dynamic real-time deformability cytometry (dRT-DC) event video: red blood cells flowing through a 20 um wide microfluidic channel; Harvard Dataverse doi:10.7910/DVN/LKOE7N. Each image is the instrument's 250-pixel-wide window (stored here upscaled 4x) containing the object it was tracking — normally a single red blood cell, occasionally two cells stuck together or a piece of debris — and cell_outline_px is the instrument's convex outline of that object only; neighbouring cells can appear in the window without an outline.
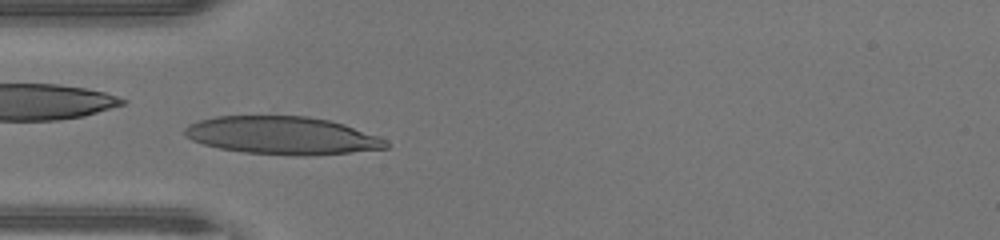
{"species": "human", "species_latin": "Homo sapiens", "temperature_condition": "warm", "stored_images_in_passage": 38, "camera_frame_rate_fps": 3000, "um_per_image_px": 0.085, "donor": {"sex": "male"}, "frame": {"image": 1, "passage_image": 11, "time_ms": 3.333, "image_size_px": [1000, 240], "cell_outline_px": [[388, 148], [348, 152], [304, 156], [300, 156], [244, 152], [220, 148], [204, 144], [192, 140], [184, 136], [184, 128], [188, 124], [200, 120], [216, 116], [308, 116], [328, 120], [344, 124], [388, 140]], "centroid_in_image_um": [23.96, 11.51], "position_along_channel_um": 61.0, "area_um2": 44.22}}
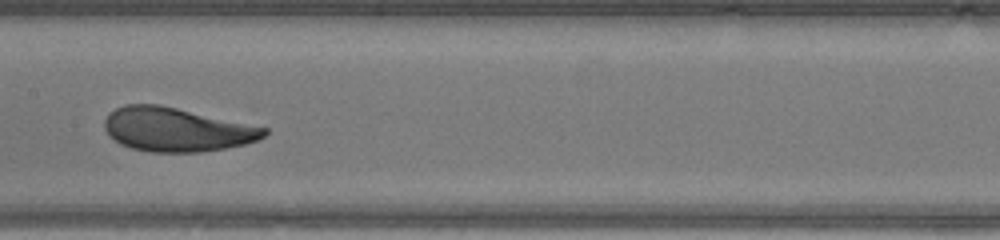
{"frame": {"image": 2, "passage_image": 20, "time_ms": 6.333, "image_size_px": [1000, 240], "cell_outline_px": [[268, 132], [264, 136], [256, 140], [244, 144], [224, 148], [200, 152], [152, 152], [132, 148], [120, 144], [108, 136], [104, 128], [104, 120], [108, 112], [124, 104], [160, 104], [268, 128]], "centroid_in_image_um": [14.95, 11.0], "position_along_channel_um": 192.4, "area_um2": 40.86}}
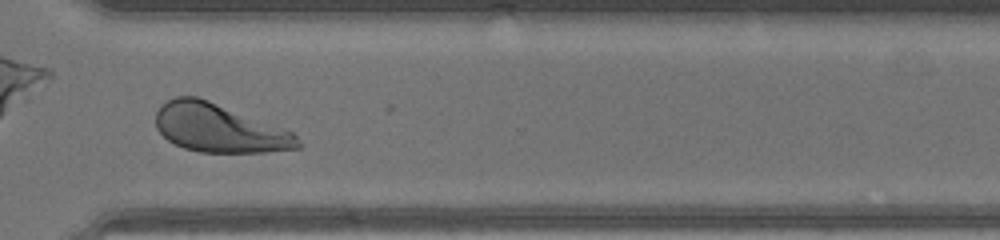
{"frame": {"image": 3, "passage_image": 31, "time_ms": 10.0, "image_size_px": [1000, 240], "cell_outline_px": [[304, 144], [300, 148], [264, 152], [200, 152], [184, 148], [168, 140], [156, 128], [156, 112], [168, 100], [176, 96], [196, 96], [208, 100], [284, 128], [292, 132]], "centroid_in_image_um": [18.65, 10.9], "position_along_channel_um": 352.0, "area_um2": 39.82}, "authors_computed_cell_mechanics": {"area_um2": 40.6912, "velocity_mm_per_s": 4.3786, "shape_relaxation_time_tau1_ms": 2.8772, "shape_relaxation_time_tau2_ms": null, "deformation_change_tau1": 0.1794, "deformation_change_tau2": null}}